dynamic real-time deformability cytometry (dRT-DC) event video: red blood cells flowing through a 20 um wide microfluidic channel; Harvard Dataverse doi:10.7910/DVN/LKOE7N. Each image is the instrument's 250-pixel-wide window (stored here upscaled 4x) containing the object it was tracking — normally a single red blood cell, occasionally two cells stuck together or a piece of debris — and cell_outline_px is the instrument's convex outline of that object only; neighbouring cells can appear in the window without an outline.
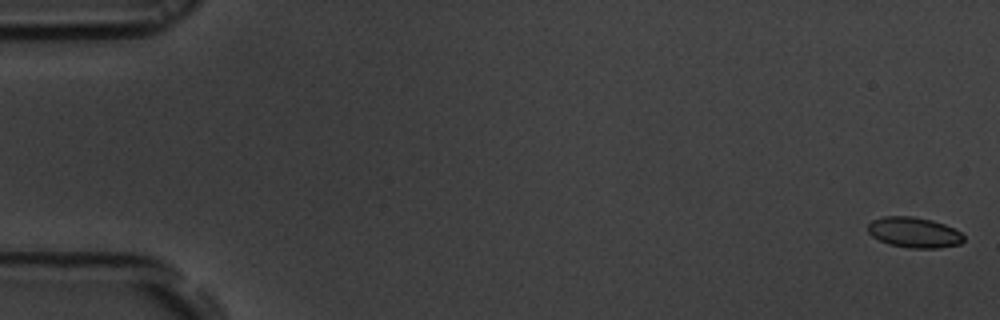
{"species": "common noctule bat (a hibernating species)", "species_latin": "Nyctalus noctula", "temperature_condition": "room temperature", "stored_images_in_passage": 56, "camera_frame_rate_fps": 3000, "um_per_image_px": 0.085, "animal": {"sex": "male", "body_mass_g": 19.5, "forearm_length_mm": 54.6}, "frame": {"image": 1, "passage_image": 1, "time_ms": 0.0, "image_size_px": [1000, 320], "cell_outline_px": [[964, 240], [960, 244], [940, 248], [908, 248], [888, 244], [872, 236], [868, 232], [868, 224], [872, 220], [884, 216], [912, 216], [932, 220], [944, 224], [960, 232], [964, 236]], "centroid_in_image_um": [77.69, 19.76], "position_along_channel_um": 7.3, "area_um2": 17.05}}
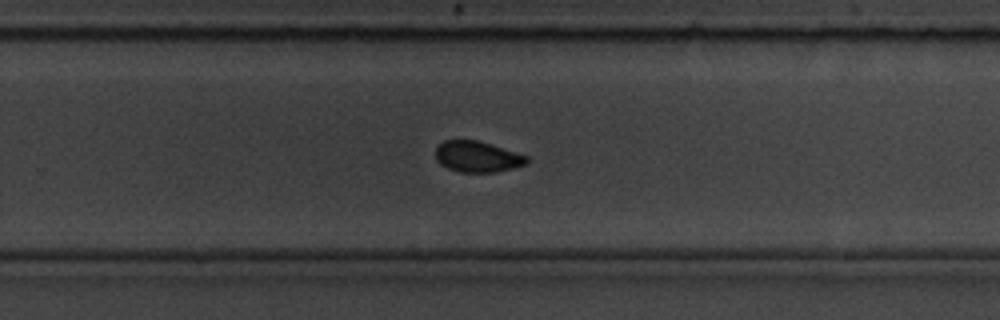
{"frame": {"image": 2, "passage_image": 36, "time_ms": 11.667, "image_size_px": [1000, 320], "cell_outline_px": [[528, 164], [496, 172], [460, 172], [448, 168], [440, 164], [436, 160], [436, 148], [444, 140], [476, 140], [528, 156]], "centroid_in_image_um": [40.57, 13.33], "position_along_channel_um": 289.2, "area_um2": 16.3}}
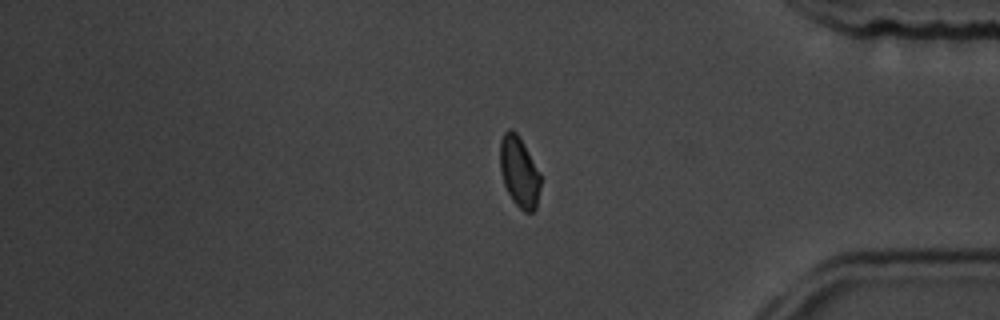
{"frame": {"image": 3, "passage_image": 46, "time_ms": 15.0, "image_size_px": [1000, 320], "cell_outline_px": [[540, 188], [536, 208], [532, 212], [524, 212], [512, 200], [504, 184], [500, 172], [500, 140], [504, 132], [508, 128], [512, 128], [516, 132], [540, 172]], "centroid_in_image_um": [44.12, 14.6], "position_along_channel_um": 391.1, "area_um2": 16.65}, "authors_computed_cell_mechanics": {"area_um2": 16.9643, "velocity_mm_per_s": 3.7103, "shape_relaxation_time_tau1_ms": 3.405, "shape_relaxation_time_tau2_ms": 2.2683, "deformation_change_tau1": 0.0682, "deformation_change_tau2": 0.0452}}